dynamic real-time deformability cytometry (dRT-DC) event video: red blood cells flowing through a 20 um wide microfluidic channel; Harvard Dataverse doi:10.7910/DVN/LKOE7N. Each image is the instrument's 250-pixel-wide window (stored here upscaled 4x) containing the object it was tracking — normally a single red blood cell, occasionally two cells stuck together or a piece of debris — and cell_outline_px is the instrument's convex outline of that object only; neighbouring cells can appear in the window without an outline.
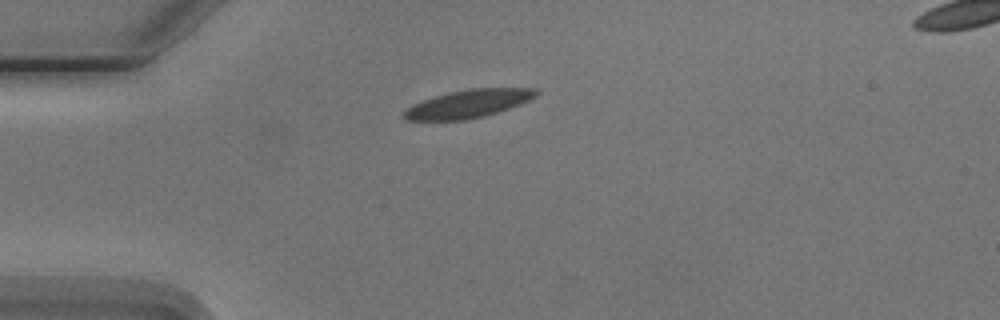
{"species": "Egyptian fruit bat (a non-hibernating species)", "species_latin": "Rousettus aegyptiacus", "temperature_condition": "cold", "stored_images_in_passage": 5, "camera_frame_rate_fps": 3000, "um_per_image_px": 0.085, "animal": {"sex": "male"}, "frame": {"image": 1, "passage_image": 1, "time_ms": 0.0, "image_size_px": [1000, 320], "cell_outline_px": [[540, 92], [536, 96], [520, 104], [484, 116], [464, 120], [404, 120], [404, 112], [412, 104], [432, 96], [448, 92], [468, 88], [536, 88]], "centroid_in_image_um": [39.8, 8.8], "position_along_channel_um": 45.2, "area_um2": 21.56}}
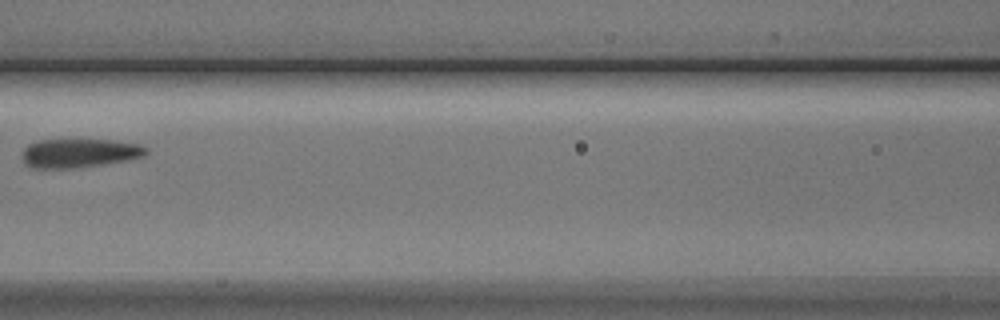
{"frame": {"image": 2, "passage_image": 4, "time_ms": 3.667, "image_size_px": [1000, 320], "cell_outline_px": [[148, 152], [144, 156], [128, 160], [76, 168], [28, 168], [24, 164], [20, 156], [24, 148], [28, 144], [36, 140], [112, 140], [140, 144], [148, 148]], "centroid_in_image_um": [6.7, 13.02], "position_along_channel_um": 159.9, "area_um2": 21.15}}
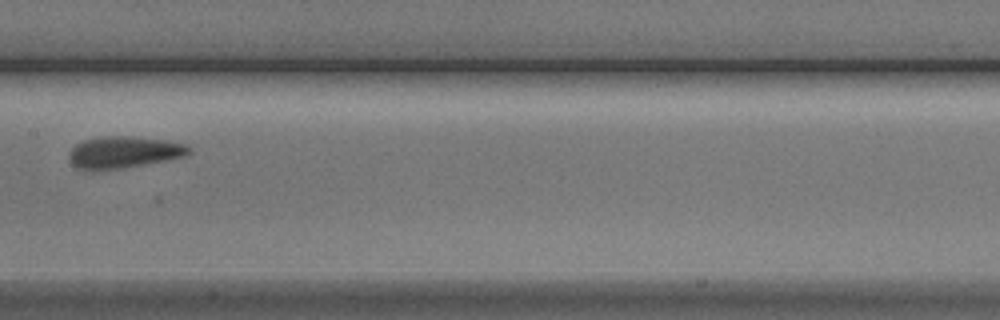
{"frame": {"image": 3, "passage_image": 5, "time_ms": 4.667, "image_size_px": [1000, 320], "cell_outline_px": [[192, 152], [184, 156], [164, 160], [120, 168], [92, 172], [76, 168], [72, 164], [68, 156], [68, 152], [76, 144], [84, 140], [100, 136], [128, 136], [168, 140], [188, 144], [192, 148]], "centroid_in_image_um": [10.49, 12.94], "position_along_channel_um": 196.9, "area_um2": 22.48}}